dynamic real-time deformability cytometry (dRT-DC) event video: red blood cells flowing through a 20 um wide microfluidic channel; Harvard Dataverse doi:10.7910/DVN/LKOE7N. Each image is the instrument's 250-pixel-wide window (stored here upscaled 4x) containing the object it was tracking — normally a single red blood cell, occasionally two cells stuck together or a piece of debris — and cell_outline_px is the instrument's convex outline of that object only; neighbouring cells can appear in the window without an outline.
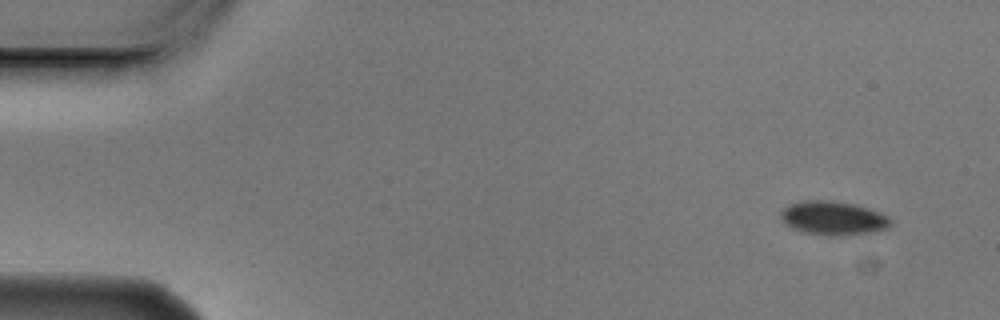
{"species": "Egyptian fruit bat (a non-hibernating species)", "species_latin": "Rousettus aegyptiacus", "temperature_condition": "cold", "stored_images_in_passage": 5, "camera_frame_rate_fps": 3000, "um_per_image_px": 0.085, "animal": {"sex": "male"}, "frame": {"image": 1, "passage_image": 1, "time_ms": 0.0, "image_size_px": [1000, 320], "cell_outline_px": [[892, 224], [888, 228], [876, 232], [844, 236], [828, 236], [804, 232], [792, 228], [780, 216], [780, 212], [784, 208], [792, 204], [804, 200], [832, 200], [856, 204], [880, 212], [888, 216], [892, 220]], "centroid_in_image_um": [70.9, 18.55], "position_along_channel_um": 14.1, "area_um2": 21.91}}
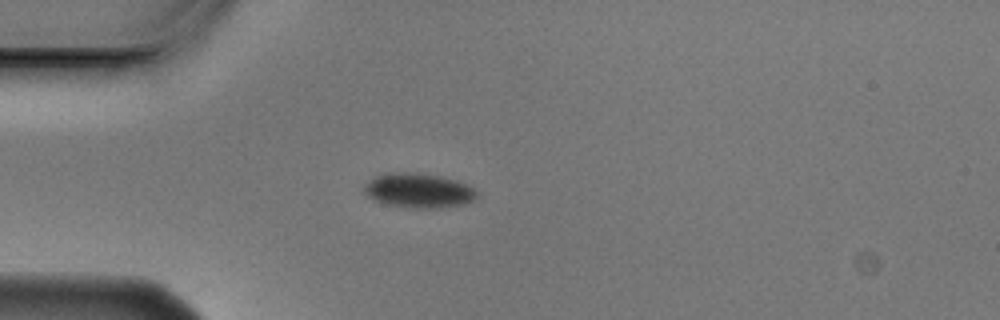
{"frame": {"image": 2, "passage_image": 4, "time_ms": 1.0, "image_size_px": [1000, 320], "cell_outline_px": [[476, 196], [472, 200], [464, 204], [436, 208], [412, 208], [388, 204], [376, 200], [368, 196], [364, 192], [364, 184], [376, 176], [384, 172], [416, 172], [444, 176], [468, 184], [476, 188]], "centroid_in_image_um": [35.59, 16.17], "position_along_channel_um": 49.4, "area_um2": 22.83}}